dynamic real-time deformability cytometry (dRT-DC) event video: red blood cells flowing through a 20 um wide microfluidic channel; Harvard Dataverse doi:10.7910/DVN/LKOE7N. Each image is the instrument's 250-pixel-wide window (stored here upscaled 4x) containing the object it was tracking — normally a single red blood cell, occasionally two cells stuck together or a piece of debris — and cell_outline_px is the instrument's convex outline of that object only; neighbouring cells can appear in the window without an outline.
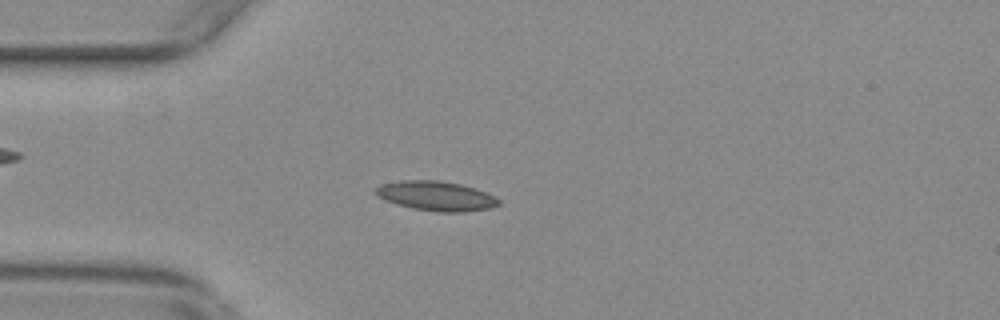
{"species": "common noctule bat (a hibernating species)", "species_latin": "Nyctalus noctula", "temperature_condition": "warm", "stored_images_in_passage": 40, "camera_frame_rate_fps": 3000, "um_per_image_px": 0.085, "animal": {"sex": "female", "body_mass_g": 29.2, "forearm_length_mm": 56.3}, "frame": {"image": 1, "passage_image": 9, "time_ms": 2.667, "image_size_px": [1000, 320], "cell_outline_px": [[500, 204], [492, 208], [464, 212], [436, 212], [412, 208], [396, 204], [384, 200], [376, 196], [372, 192], [380, 184], [400, 180], [440, 180], [460, 184], [476, 188], [496, 196], [500, 200]], "centroid_in_image_um": [37.06, 16.65], "position_along_channel_um": 47.9, "area_um2": 21.62}}
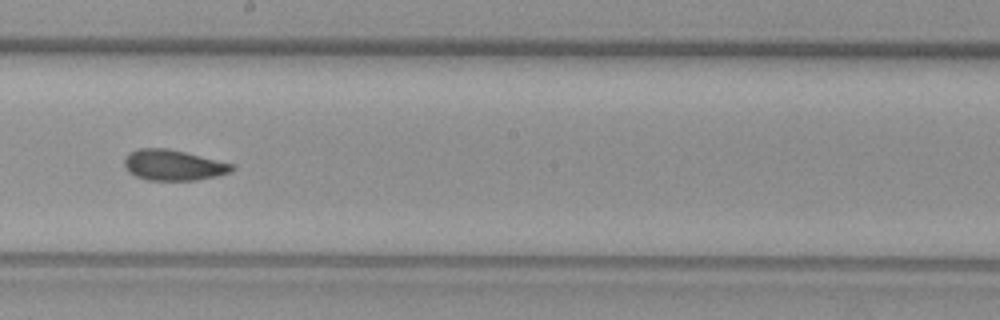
{"frame": {"image": 2, "passage_image": 25, "time_ms": 8.0, "image_size_px": [1000, 320], "cell_outline_px": [[236, 168], [232, 172], [216, 176], [196, 180], [148, 180], [136, 176], [128, 172], [124, 168], [124, 156], [128, 152], [140, 148], [168, 148], [236, 164]], "centroid_in_image_um": [14.74, 14.03], "position_along_channel_um": 233.5, "area_um2": 19.54}}
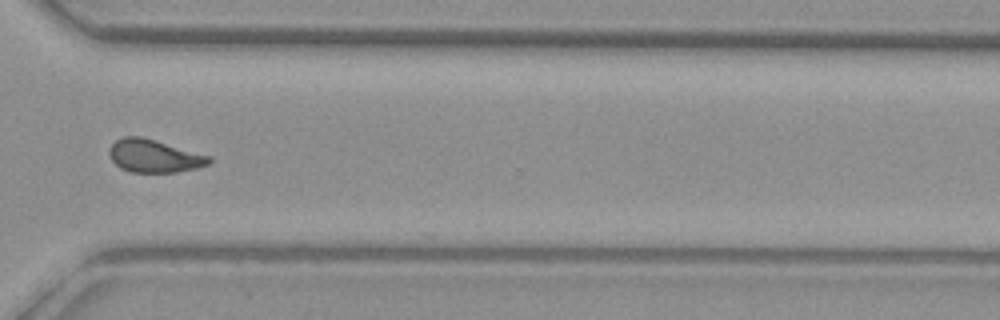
{"frame": {"image": 3, "passage_image": 35, "time_ms": 11.333, "image_size_px": [1000, 320], "cell_outline_px": [[212, 160], [208, 164], [196, 168], [176, 172], [132, 172], [120, 168], [108, 156], [108, 148], [116, 140], [124, 136], [140, 136], [212, 156]], "centroid_in_image_um": [13.08, 13.26], "position_along_channel_um": 357.5, "area_um2": 19.13}, "authors_computed_cell_mechanics": {"area_um2": 19.5075, "velocity_mm_per_s": 3.7196, "shape_relaxation_time_tau1_ms": null, "shape_relaxation_time_tau2_ms": 2.4609, "deformation_change_tau1": null, "deformation_change_tau2": 0.0893}}